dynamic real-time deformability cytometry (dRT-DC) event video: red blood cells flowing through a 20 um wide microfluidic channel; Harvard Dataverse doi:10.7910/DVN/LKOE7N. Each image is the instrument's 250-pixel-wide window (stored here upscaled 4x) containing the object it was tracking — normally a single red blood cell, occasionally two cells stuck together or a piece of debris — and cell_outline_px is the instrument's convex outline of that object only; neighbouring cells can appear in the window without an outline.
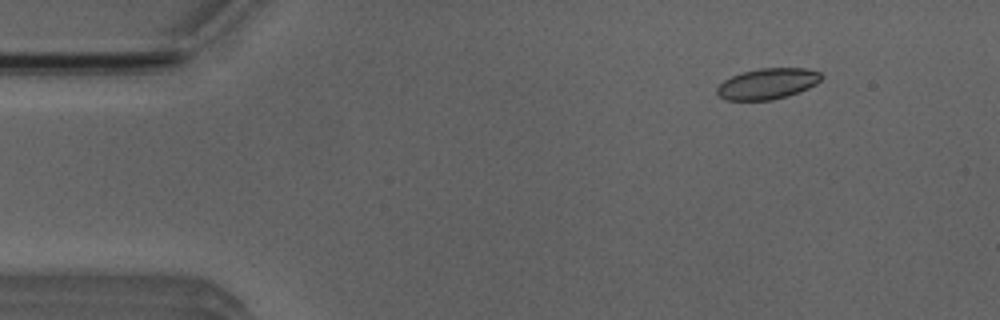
{"species": "Egyptian fruit bat (a non-hibernating species)", "species_latin": "Rousettus aegyptiacus", "temperature_condition": "room temperature", "stored_images_in_passage": 4, "camera_frame_rate_fps": 3000, "um_per_image_px": 0.085, "animal": {"sex": "male"}, "frame": {"image": 1, "passage_image": 2, "time_ms": 1.333, "image_size_px": [1000, 320], "cell_outline_px": [[824, 76], [816, 84], [808, 88], [772, 100], [724, 100], [716, 92], [716, 88], [724, 80], [732, 76], [744, 72], [760, 68], [808, 68], [820, 72]], "centroid_in_image_um": [65.24, 7.11], "position_along_channel_um": 19.8, "area_um2": 18.61}}